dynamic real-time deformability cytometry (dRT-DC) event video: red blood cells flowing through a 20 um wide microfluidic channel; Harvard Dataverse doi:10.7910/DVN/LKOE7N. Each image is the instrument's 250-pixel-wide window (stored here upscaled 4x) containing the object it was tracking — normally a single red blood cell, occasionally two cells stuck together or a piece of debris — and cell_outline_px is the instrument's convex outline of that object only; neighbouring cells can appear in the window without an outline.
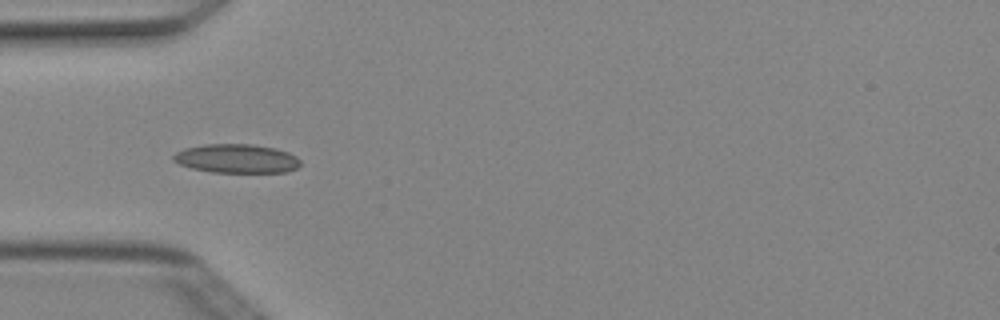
{"species": "Egyptian fruit bat (a non-hibernating species)", "species_latin": "Rousettus aegyptiacus", "temperature_condition": "cold", "stored_images_in_passage": 7, "camera_frame_rate_fps": 3000, "um_per_image_px": 0.085, "animal": {"sex": "female"}, "frame": {"image": 1, "passage_image": 4, "time_ms": 1.0, "image_size_px": [1000, 320], "cell_outline_px": [[300, 164], [296, 168], [288, 172], [212, 172], [192, 168], [180, 164], [172, 160], [172, 156], [176, 152], [184, 148], [204, 144], [252, 144], [276, 148], [288, 152], [296, 156], [300, 160]], "centroid_in_image_um": [20.11, 13.47], "position_along_channel_um": 64.9, "area_um2": 21.44}}
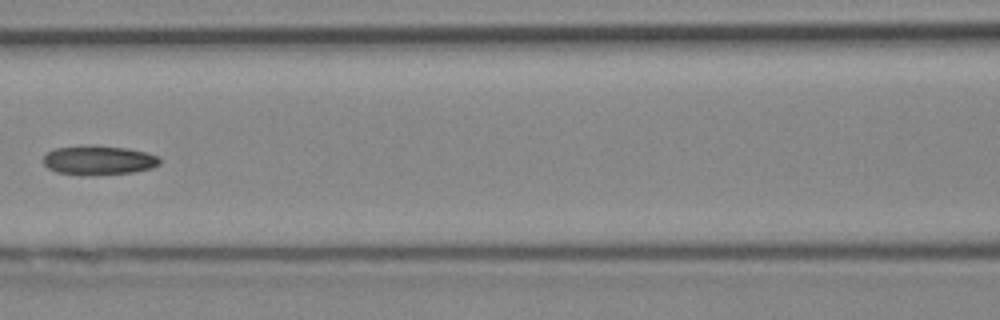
{"frame": {"image": 2, "passage_image": 6, "time_ms": 1.667, "image_size_px": [1000, 320], "cell_outline_px": [[160, 164], [152, 168], [132, 172], [88, 176], [80, 176], [56, 172], [48, 168], [44, 164], [44, 156], [48, 152], [56, 148], [128, 148], [148, 152], [160, 156]], "centroid_in_image_um": [8.44, 13.68], "position_along_channel_um": 158.2, "area_um2": 19.31}}
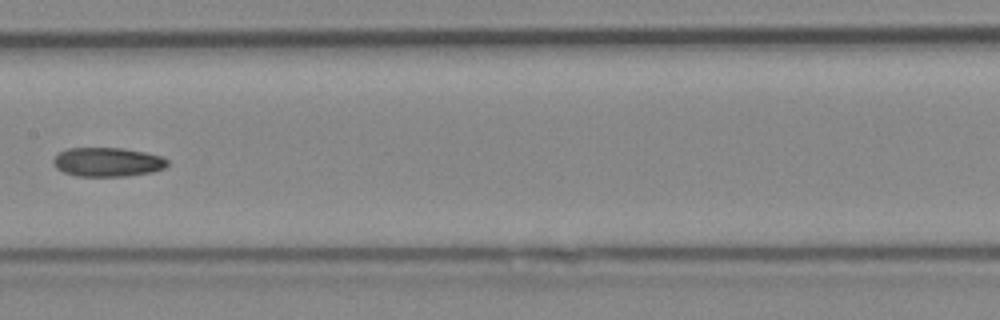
{"frame": {"image": 3, "passage_image": 7, "time_ms": 2.0, "image_size_px": [1000, 320], "cell_outline_px": [[168, 164], [164, 168], [152, 172], [128, 176], [76, 176], [64, 172], [56, 168], [52, 164], [52, 160], [60, 152], [68, 148], [124, 148], [164, 156], [168, 160]], "centroid_in_image_um": [9.15, 13.77], "position_along_channel_um": 198.2, "area_um2": 19.48}}